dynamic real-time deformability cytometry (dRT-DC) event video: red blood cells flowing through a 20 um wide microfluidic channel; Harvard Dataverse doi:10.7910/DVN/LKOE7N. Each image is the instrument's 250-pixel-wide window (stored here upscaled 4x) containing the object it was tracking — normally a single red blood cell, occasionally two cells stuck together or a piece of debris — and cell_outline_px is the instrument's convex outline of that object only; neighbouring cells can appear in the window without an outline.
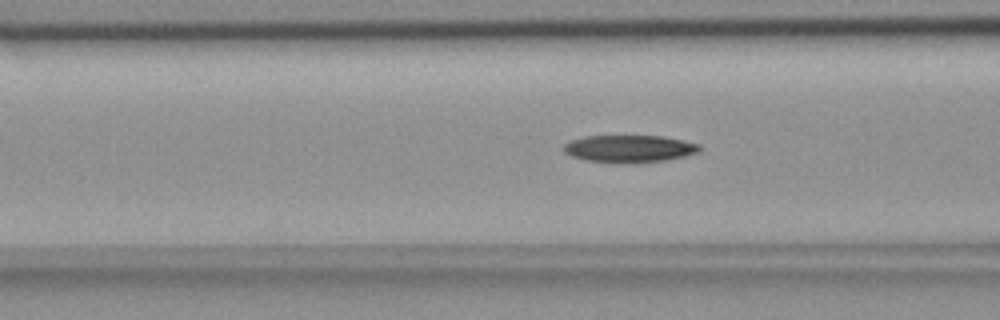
{"species": "common noctule bat (a hibernating species)", "species_latin": "Nyctalus noctula", "temperature_condition": "room temperature", "stored_images_in_passage": 55, "camera_frame_rate_fps": 3000, "um_per_image_px": 0.085, "animal": {"sex": "female", "body_mass_g": 18.4}, "frame": {"image": 1, "passage_image": 21, "time_ms": 6.667, "image_size_px": [1000, 320], "cell_outline_px": [[700, 152], [684, 156], [664, 160], [632, 164], [584, 160], [572, 156], [564, 152], [564, 144], [572, 140], [584, 136], [664, 136], [684, 140], [700, 144]], "centroid_in_image_um": [53.51, 12.64], "position_along_channel_um": 113.1, "area_um2": 21.73}}
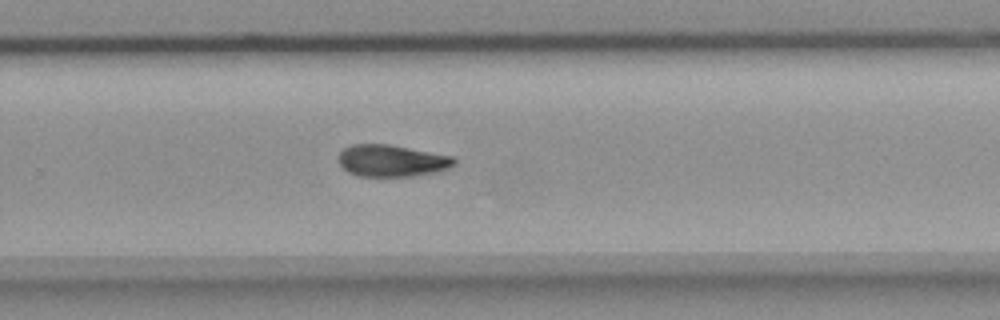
{"frame": {"image": 2, "passage_image": 36, "time_ms": 11.667, "image_size_px": [1000, 320], "cell_outline_px": [[456, 164], [448, 168], [436, 172], [412, 176], [360, 176], [348, 172], [340, 164], [336, 156], [344, 148], [352, 144], [388, 144], [452, 156], [456, 160]], "centroid_in_image_um": [33.28, 13.66], "position_along_channel_um": 296.5, "area_um2": 21.44}}
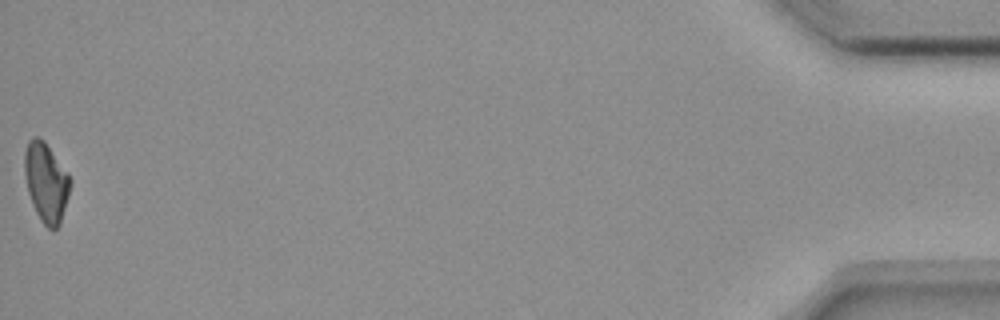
{"frame": {"image": 3, "passage_image": 55, "time_ms": 18.0, "image_size_px": [1000, 320], "cell_outline_px": [[72, 184], [60, 224], [56, 228], [48, 228], [40, 220], [32, 204], [28, 192], [24, 172], [24, 152], [28, 140], [32, 136], [36, 136], [44, 140], [68, 172], [72, 180]], "centroid_in_image_um": [3.92, 15.46], "position_along_channel_um": 431.3, "area_um2": 21.33}, "authors_computed_cell_mechanics": {"area_um2": 21.5016, "velocity_mm_per_s": 3.6749, "shape_relaxation_time_tau1_ms": 5.8422, "shape_relaxation_time_tau2_ms": null, "deformation_change_tau1": 0.1397, "deformation_change_tau2": null}}